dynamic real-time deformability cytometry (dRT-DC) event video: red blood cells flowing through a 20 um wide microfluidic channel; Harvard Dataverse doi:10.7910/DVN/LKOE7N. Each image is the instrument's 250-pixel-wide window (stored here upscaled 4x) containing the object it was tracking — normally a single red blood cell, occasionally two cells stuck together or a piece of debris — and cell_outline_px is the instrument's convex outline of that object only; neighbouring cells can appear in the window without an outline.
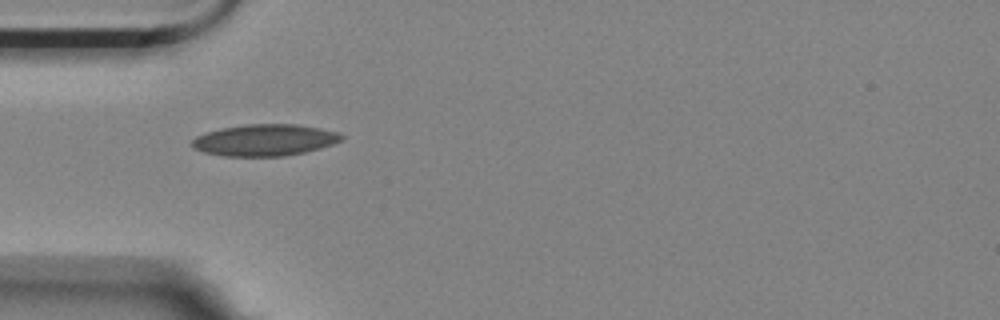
{"species": "Egyptian fruit bat (a non-hibernating species)", "species_latin": "Rousettus aegyptiacus", "temperature_condition": "room temperature", "stored_images_in_passage": 5, "camera_frame_rate_fps": 3000, "um_per_image_px": 0.085, "animal": {"sex": "female"}, "frame": {"image": 1, "passage_image": 1, "time_ms": 0.0, "image_size_px": [1000, 320], "cell_outline_px": [[344, 136], [340, 140], [332, 144], [320, 148], [304, 152], [284, 156], [224, 156], [204, 152], [192, 148], [188, 144], [196, 136], [220, 128], [244, 124], [296, 124], [320, 128], [340, 132]], "centroid_in_image_um": [22.47, 11.9], "position_along_channel_um": 62.5, "area_um2": 27.63}}
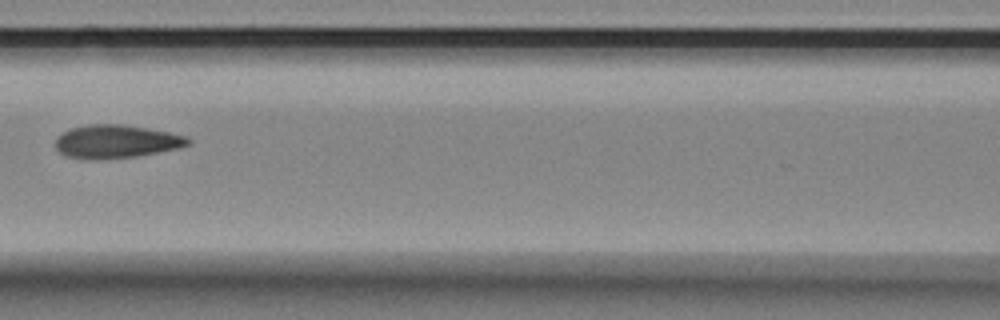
{"frame": {"image": 2, "passage_image": 3, "time_ms": 0.667, "image_size_px": [1000, 320], "cell_outline_px": [[192, 144], [180, 148], [136, 156], [104, 160], [88, 160], [64, 156], [56, 148], [56, 136], [60, 132], [72, 128], [88, 124], [120, 124], [168, 132], [188, 136], [192, 140]], "centroid_in_image_um": [9.86, 12.04], "position_along_channel_um": 156.7, "area_um2": 26.07}}
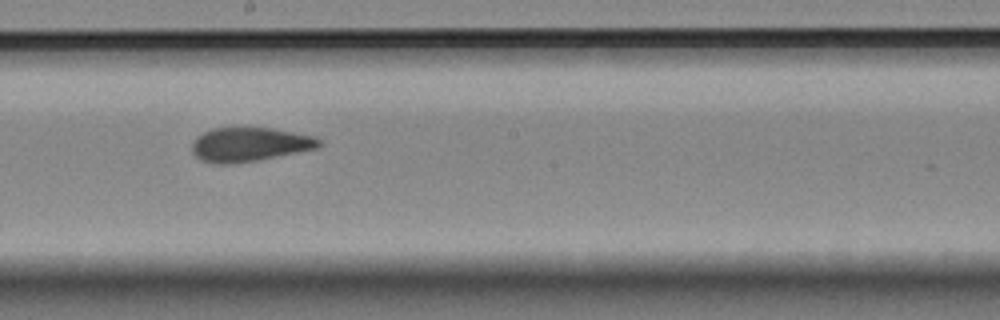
{"frame": {"image": 3, "passage_image": 5, "time_ms": 1.333, "image_size_px": [1000, 320], "cell_outline_px": [[324, 144], [320, 148], [256, 160], [228, 164], [216, 164], [200, 160], [192, 152], [192, 140], [196, 136], [212, 128], [272, 128], [316, 136]], "centroid_in_image_um": [21.23, 12.27], "position_along_channel_um": 227.0, "area_um2": 25.37}}